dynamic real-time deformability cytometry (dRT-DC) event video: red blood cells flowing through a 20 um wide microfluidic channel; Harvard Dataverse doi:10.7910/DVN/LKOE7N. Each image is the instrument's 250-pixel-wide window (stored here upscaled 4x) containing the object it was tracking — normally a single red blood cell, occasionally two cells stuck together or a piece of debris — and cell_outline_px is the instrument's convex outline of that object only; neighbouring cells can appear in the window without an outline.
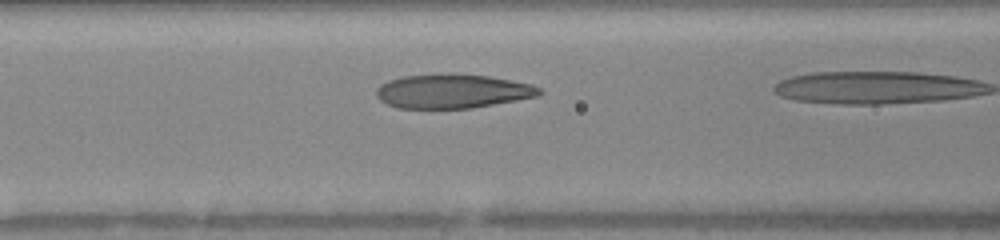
{"species": "human", "species_latin": "Homo sapiens", "temperature_condition": "warm", "stored_images_in_passage": 11, "camera_frame_rate_fps": 3000, "um_per_image_px": 0.085, "donor": {"sex": "female"}, "frame": {"image": 1, "passage_image": 5, "time_ms": 1.667, "image_size_px": [1000, 240], "cell_outline_px": [[544, 92], [536, 96], [516, 100], [472, 108], [396, 108], [380, 100], [376, 96], [376, 88], [380, 84], [388, 80], [404, 76], [440, 72], [452, 72], [488, 76], [532, 84], [540, 88]], "centroid_in_image_um": [38.43, 7.73], "position_along_channel_um": 128.2, "area_um2": 32.83}}